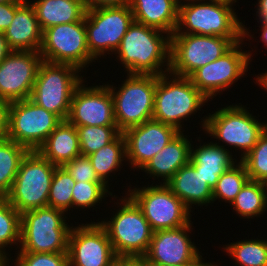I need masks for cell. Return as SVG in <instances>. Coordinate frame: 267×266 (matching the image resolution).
Listing matches in <instances>:
<instances>
[{
  "label": "cell",
  "instance_id": "obj_34",
  "mask_svg": "<svg viewBox=\"0 0 267 266\" xmlns=\"http://www.w3.org/2000/svg\"><path fill=\"white\" fill-rule=\"evenodd\" d=\"M76 129L81 155L84 156L98 151L121 133L117 126H78Z\"/></svg>",
  "mask_w": 267,
  "mask_h": 266
},
{
  "label": "cell",
  "instance_id": "obj_52",
  "mask_svg": "<svg viewBox=\"0 0 267 266\" xmlns=\"http://www.w3.org/2000/svg\"><path fill=\"white\" fill-rule=\"evenodd\" d=\"M213 1L228 3V4H231L232 6H233V3L237 2V0H213Z\"/></svg>",
  "mask_w": 267,
  "mask_h": 266
},
{
  "label": "cell",
  "instance_id": "obj_37",
  "mask_svg": "<svg viewBox=\"0 0 267 266\" xmlns=\"http://www.w3.org/2000/svg\"><path fill=\"white\" fill-rule=\"evenodd\" d=\"M104 182H78L72 188V208H89L100 204L99 201L110 195L115 198Z\"/></svg>",
  "mask_w": 267,
  "mask_h": 266
},
{
  "label": "cell",
  "instance_id": "obj_32",
  "mask_svg": "<svg viewBox=\"0 0 267 266\" xmlns=\"http://www.w3.org/2000/svg\"><path fill=\"white\" fill-rule=\"evenodd\" d=\"M20 239L21 214L6 198H0V253L9 259L5 247L13 244L17 246L20 244Z\"/></svg>",
  "mask_w": 267,
  "mask_h": 266
},
{
  "label": "cell",
  "instance_id": "obj_42",
  "mask_svg": "<svg viewBox=\"0 0 267 266\" xmlns=\"http://www.w3.org/2000/svg\"><path fill=\"white\" fill-rule=\"evenodd\" d=\"M85 6L89 8H98L105 6H121L130 3V0H84Z\"/></svg>",
  "mask_w": 267,
  "mask_h": 266
},
{
  "label": "cell",
  "instance_id": "obj_38",
  "mask_svg": "<svg viewBox=\"0 0 267 266\" xmlns=\"http://www.w3.org/2000/svg\"><path fill=\"white\" fill-rule=\"evenodd\" d=\"M15 266H69L68 252H17Z\"/></svg>",
  "mask_w": 267,
  "mask_h": 266
},
{
  "label": "cell",
  "instance_id": "obj_6",
  "mask_svg": "<svg viewBox=\"0 0 267 266\" xmlns=\"http://www.w3.org/2000/svg\"><path fill=\"white\" fill-rule=\"evenodd\" d=\"M77 67L42 61L39 65L30 100L66 120L76 88L84 81Z\"/></svg>",
  "mask_w": 267,
  "mask_h": 266
},
{
  "label": "cell",
  "instance_id": "obj_45",
  "mask_svg": "<svg viewBox=\"0 0 267 266\" xmlns=\"http://www.w3.org/2000/svg\"><path fill=\"white\" fill-rule=\"evenodd\" d=\"M202 255L193 263L183 264V265H173V266H218L217 264H212L211 262H204L202 260ZM151 266H161V265H151ZM166 266H172V265H166Z\"/></svg>",
  "mask_w": 267,
  "mask_h": 266
},
{
  "label": "cell",
  "instance_id": "obj_12",
  "mask_svg": "<svg viewBox=\"0 0 267 266\" xmlns=\"http://www.w3.org/2000/svg\"><path fill=\"white\" fill-rule=\"evenodd\" d=\"M62 120L30 99L10 102L8 132L10 140L37 151Z\"/></svg>",
  "mask_w": 267,
  "mask_h": 266
},
{
  "label": "cell",
  "instance_id": "obj_11",
  "mask_svg": "<svg viewBox=\"0 0 267 266\" xmlns=\"http://www.w3.org/2000/svg\"><path fill=\"white\" fill-rule=\"evenodd\" d=\"M129 4L86 9L85 27L90 55L95 59L119 48L123 36L133 23Z\"/></svg>",
  "mask_w": 267,
  "mask_h": 266
},
{
  "label": "cell",
  "instance_id": "obj_20",
  "mask_svg": "<svg viewBox=\"0 0 267 266\" xmlns=\"http://www.w3.org/2000/svg\"><path fill=\"white\" fill-rule=\"evenodd\" d=\"M179 131L173 126L149 120L124 131L126 157L133 169H142Z\"/></svg>",
  "mask_w": 267,
  "mask_h": 266
},
{
  "label": "cell",
  "instance_id": "obj_1",
  "mask_svg": "<svg viewBox=\"0 0 267 266\" xmlns=\"http://www.w3.org/2000/svg\"><path fill=\"white\" fill-rule=\"evenodd\" d=\"M170 50L171 35L133 21L114 54L127 74L159 76L169 72Z\"/></svg>",
  "mask_w": 267,
  "mask_h": 266
},
{
  "label": "cell",
  "instance_id": "obj_10",
  "mask_svg": "<svg viewBox=\"0 0 267 266\" xmlns=\"http://www.w3.org/2000/svg\"><path fill=\"white\" fill-rule=\"evenodd\" d=\"M239 42H243V38L172 34L169 73L189 77L198 68L222 57Z\"/></svg>",
  "mask_w": 267,
  "mask_h": 266
},
{
  "label": "cell",
  "instance_id": "obj_40",
  "mask_svg": "<svg viewBox=\"0 0 267 266\" xmlns=\"http://www.w3.org/2000/svg\"><path fill=\"white\" fill-rule=\"evenodd\" d=\"M21 4L4 3L0 4V32H4L13 21L15 11Z\"/></svg>",
  "mask_w": 267,
  "mask_h": 266
},
{
  "label": "cell",
  "instance_id": "obj_49",
  "mask_svg": "<svg viewBox=\"0 0 267 266\" xmlns=\"http://www.w3.org/2000/svg\"><path fill=\"white\" fill-rule=\"evenodd\" d=\"M12 257H10V259H8L6 256L2 255L0 253V266H9V261L11 260Z\"/></svg>",
  "mask_w": 267,
  "mask_h": 266
},
{
  "label": "cell",
  "instance_id": "obj_48",
  "mask_svg": "<svg viewBox=\"0 0 267 266\" xmlns=\"http://www.w3.org/2000/svg\"><path fill=\"white\" fill-rule=\"evenodd\" d=\"M261 35L260 40L264 43V46L267 47V24L261 25Z\"/></svg>",
  "mask_w": 267,
  "mask_h": 266
},
{
  "label": "cell",
  "instance_id": "obj_39",
  "mask_svg": "<svg viewBox=\"0 0 267 266\" xmlns=\"http://www.w3.org/2000/svg\"><path fill=\"white\" fill-rule=\"evenodd\" d=\"M75 181L103 182L96 174L88 156L80 155L62 166Z\"/></svg>",
  "mask_w": 267,
  "mask_h": 266
},
{
  "label": "cell",
  "instance_id": "obj_30",
  "mask_svg": "<svg viewBox=\"0 0 267 266\" xmlns=\"http://www.w3.org/2000/svg\"><path fill=\"white\" fill-rule=\"evenodd\" d=\"M230 205L245 219L262 215L267 209L264 183L248 180Z\"/></svg>",
  "mask_w": 267,
  "mask_h": 266
},
{
  "label": "cell",
  "instance_id": "obj_53",
  "mask_svg": "<svg viewBox=\"0 0 267 266\" xmlns=\"http://www.w3.org/2000/svg\"><path fill=\"white\" fill-rule=\"evenodd\" d=\"M264 187H265L266 196H267V180L264 182Z\"/></svg>",
  "mask_w": 267,
  "mask_h": 266
},
{
  "label": "cell",
  "instance_id": "obj_17",
  "mask_svg": "<svg viewBox=\"0 0 267 266\" xmlns=\"http://www.w3.org/2000/svg\"><path fill=\"white\" fill-rule=\"evenodd\" d=\"M42 61L39 51L12 50L0 63V99H29Z\"/></svg>",
  "mask_w": 267,
  "mask_h": 266
},
{
  "label": "cell",
  "instance_id": "obj_43",
  "mask_svg": "<svg viewBox=\"0 0 267 266\" xmlns=\"http://www.w3.org/2000/svg\"><path fill=\"white\" fill-rule=\"evenodd\" d=\"M256 16L259 18L260 25L267 24V0H258Z\"/></svg>",
  "mask_w": 267,
  "mask_h": 266
},
{
  "label": "cell",
  "instance_id": "obj_21",
  "mask_svg": "<svg viewBox=\"0 0 267 266\" xmlns=\"http://www.w3.org/2000/svg\"><path fill=\"white\" fill-rule=\"evenodd\" d=\"M32 1L26 0L17 10L4 35L12 50L40 51L42 30L35 15Z\"/></svg>",
  "mask_w": 267,
  "mask_h": 266
},
{
  "label": "cell",
  "instance_id": "obj_27",
  "mask_svg": "<svg viewBox=\"0 0 267 266\" xmlns=\"http://www.w3.org/2000/svg\"><path fill=\"white\" fill-rule=\"evenodd\" d=\"M31 5L42 32L55 25L80 21L87 9L84 0H34Z\"/></svg>",
  "mask_w": 267,
  "mask_h": 266
},
{
  "label": "cell",
  "instance_id": "obj_31",
  "mask_svg": "<svg viewBox=\"0 0 267 266\" xmlns=\"http://www.w3.org/2000/svg\"><path fill=\"white\" fill-rule=\"evenodd\" d=\"M225 246L224 251L239 266H267V239H246Z\"/></svg>",
  "mask_w": 267,
  "mask_h": 266
},
{
  "label": "cell",
  "instance_id": "obj_33",
  "mask_svg": "<svg viewBox=\"0 0 267 266\" xmlns=\"http://www.w3.org/2000/svg\"><path fill=\"white\" fill-rule=\"evenodd\" d=\"M248 180L245 165L241 161L238 164L236 162L229 170L220 175L216 186L213 188L212 203L221 199L231 204Z\"/></svg>",
  "mask_w": 267,
  "mask_h": 266
},
{
  "label": "cell",
  "instance_id": "obj_4",
  "mask_svg": "<svg viewBox=\"0 0 267 266\" xmlns=\"http://www.w3.org/2000/svg\"><path fill=\"white\" fill-rule=\"evenodd\" d=\"M126 196L119 198L121 203L117 205L121 208L117 209L115 215L99 223L105 228L118 258H142L154 231L136 202L128 194Z\"/></svg>",
  "mask_w": 267,
  "mask_h": 266
},
{
  "label": "cell",
  "instance_id": "obj_46",
  "mask_svg": "<svg viewBox=\"0 0 267 266\" xmlns=\"http://www.w3.org/2000/svg\"><path fill=\"white\" fill-rule=\"evenodd\" d=\"M124 266H151L148 265L142 258L124 259Z\"/></svg>",
  "mask_w": 267,
  "mask_h": 266
},
{
  "label": "cell",
  "instance_id": "obj_35",
  "mask_svg": "<svg viewBox=\"0 0 267 266\" xmlns=\"http://www.w3.org/2000/svg\"><path fill=\"white\" fill-rule=\"evenodd\" d=\"M76 181L63 168L56 167L51 181L48 206L63 210L67 213L72 208V188Z\"/></svg>",
  "mask_w": 267,
  "mask_h": 266
},
{
  "label": "cell",
  "instance_id": "obj_2",
  "mask_svg": "<svg viewBox=\"0 0 267 266\" xmlns=\"http://www.w3.org/2000/svg\"><path fill=\"white\" fill-rule=\"evenodd\" d=\"M200 1L204 2L201 3ZM207 1L180 0L177 27L173 34L243 38V41L249 36L254 38L245 25L240 22L231 4L213 0Z\"/></svg>",
  "mask_w": 267,
  "mask_h": 266
},
{
  "label": "cell",
  "instance_id": "obj_13",
  "mask_svg": "<svg viewBox=\"0 0 267 266\" xmlns=\"http://www.w3.org/2000/svg\"><path fill=\"white\" fill-rule=\"evenodd\" d=\"M160 185L130 189L128 195L142 210L152 230L175 229L187 225L191 221L190 210L170 190L160 182Z\"/></svg>",
  "mask_w": 267,
  "mask_h": 266
},
{
  "label": "cell",
  "instance_id": "obj_8",
  "mask_svg": "<svg viewBox=\"0 0 267 266\" xmlns=\"http://www.w3.org/2000/svg\"><path fill=\"white\" fill-rule=\"evenodd\" d=\"M126 78L119 88L106 84L113 98L116 125L121 133L152 120L156 91V75L127 74Z\"/></svg>",
  "mask_w": 267,
  "mask_h": 266
},
{
  "label": "cell",
  "instance_id": "obj_36",
  "mask_svg": "<svg viewBox=\"0 0 267 266\" xmlns=\"http://www.w3.org/2000/svg\"><path fill=\"white\" fill-rule=\"evenodd\" d=\"M240 161L245 165L249 180H267V128L256 145Z\"/></svg>",
  "mask_w": 267,
  "mask_h": 266
},
{
  "label": "cell",
  "instance_id": "obj_26",
  "mask_svg": "<svg viewBox=\"0 0 267 266\" xmlns=\"http://www.w3.org/2000/svg\"><path fill=\"white\" fill-rule=\"evenodd\" d=\"M37 151L57 167L72 161L81 155L76 127L63 120Z\"/></svg>",
  "mask_w": 267,
  "mask_h": 266
},
{
  "label": "cell",
  "instance_id": "obj_28",
  "mask_svg": "<svg viewBox=\"0 0 267 266\" xmlns=\"http://www.w3.org/2000/svg\"><path fill=\"white\" fill-rule=\"evenodd\" d=\"M97 176L108 186L109 176L126 162V143L122 133L112 142L88 155ZM108 179V180H107Z\"/></svg>",
  "mask_w": 267,
  "mask_h": 266
},
{
  "label": "cell",
  "instance_id": "obj_18",
  "mask_svg": "<svg viewBox=\"0 0 267 266\" xmlns=\"http://www.w3.org/2000/svg\"><path fill=\"white\" fill-rule=\"evenodd\" d=\"M83 81L74 91L67 121L78 126H117L109 87H85Z\"/></svg>",
  "mask_w": 267,
  "mask_h": 266
},
{
  "label": "cell",
  "instance_id": "obj_51",
  "mask_svg": "<svg viewBox=\"0 0 267 266\" xmlns=\"http://www.w3.org/2000/svg\"><path fill=\"white\" fill-rule=\"evenodd\" d=\"M111 266H124V259L119 258Z\"/></svg>",
  "mask_w": 267,
  "mask_h": 266
},
{
  "label": "cell",
  "instance_id": "obj_3",
  "mask_svg": "<svg viewBox=\"0 0 267 266\" xmlns=\"http://www.w3.org/2000/svg\"><path fill=\"white\" fill-rule=\"evenodd\" d=\"M207 102L208 99L193 85L189 77L167 72L156 76L152 119L182 132L181 123L187 121V118L196 114L199 109L201 111Z\"/></svg>",
  "mask_w": 267,
  "mask_h": 266
},
{
  "label": "cell",
  "instance_id": "obj_44",
  "mask_svg": "<svg viewBox=\"0 0 267 266\" xmlns=\"http://www.w3.org/2000/svg\"><path fill=\"white\" fill-rule=\"evenodd\" d=\"M11 51L12 49L8 45L4 32H0V63Z\"/></svg>",
  "mask_w": 267,
  "mask_h": 266
},
{
  "label": "cell",
  "instance_id": "obj_15",
  "mask_svg": "<svg viewBox=\"0 0 267 266\" xmlns=\"http://www.w3.org/2000/svg\"><path fill=\"white\" fill-rule=\"evenodd\" d=\"M242 42L236 43L217 60L198 68L190 76L193 85L209 100L244 76L251 62V52L241 49Z\"/></svg>",
  "mask_w": 267,
  "mask_h": 266
},
{
  "label": "cell",
  "instance_id": "obj_29",
  "mask_svg": "<svg viewBox=\"0 0 267 266\" xmlns=\"http://www.w3.org/2000/svg\"><path fill=\"white\" fill-rule=\"evenodd\" d=\"M28 150L8 138L0 140V198H6Z\"/></svg>",
  "mask_w": 267,
  "mask_h": 266
},
{
  "label": "cell",
  "instance_id": "obj_41",
  "mask_svg": "<svg viewBox=\"0 0 267 266\" xmlns=\"http://www.w3.org/2000/svg\"><path fill=\"white\" fill-rule=\"evenodd\" d=\"M9 105L10 102L0 99V140L7 137Z\"/></svg>",
  "mask_w": 267,
  "mask_h": 266
},
{
  "label": "cell",
  "instance_id": "obj_19",
  "mask_svg": "<svg viewBox=\"0 0 267 266\" xmlns=\"http://www.w3.org/2000/svg\"><path fill=\"white\" fill-rule=\"evenodd\" d=\"M191 221L175 229L153 233L148 250L142 259L148 265H183L195 262L201 255L187 234L192 230Z\"/></svg>",
  "mask_w": 267,
  "mask_h": 266
},
{
  "label": "cell",
  "instance_id": "obj_25",
  "mask_svg": "<svg viewBox=\"0 0 267 266\" xmlns=\"http://www.w3.org/2000/svg\"><path fill=\"white\" fill-rule=\"evenodd\" d=\"M219 144V142H208L202 146H197L195 150L191 145L189 163L197 172H200L212 190L216 186L220 175L236 164L235 158L231 155L232 152L230 153L228 149Z\"/></svg>",
  "mask_w": 267,
  "mask_h": 266
},
{
  "label": "cell",
  "instance_id": "obj_22",
  "mask_svg": "<svg viewBox=\"0 0 267 266\" xmlns=\"http://www.w3.org/2000/svg\"><path fill=\"white\" fill-rule=\"evenodd\" d=\"M185 136L183 131L179 132L141 171L150 174L153 179L162 178L165 184L181 167L190 162L192 141Z\"/></svg>",
  "mask_w": 267,
  "mask_h": 266
},
{
  "label": "cell",
  "instance_id": "obj_47",
  "mask_svg": "<svg viewBox=\"0 0 267 266\" xmlns=\"http://www.w3.org/2000/svg\"><path fill=\"white\" fill-rule=\"evenodd\" d=\"M256 83L263 87L267 91V72L261 73L260 75L256 77Z\"/></svg>",
  "mask_w": 267,
  "mask_h": 266
},
{
  "label": "cell",
  "instance_id": "obj_50",
  "mask_svg": "<svg viewBox=\"0 0 267 266\" xmlns=\"http://www.w3.org/2000/svg\"><path fill=\"white\" fill-rule=\"evenodd\" d=\"M25 1L26 0H0V4H4V3H18V4H22Z\"/></svg>",
  "mask_w": 267,
  "mask_h": 266
},
{
  "label": "cell",
  "instance_id": "obj_5",
  "mask_svg": "<svg viewBox=\"0 0 267 266\" xmlns=\"http://www.w3.org/2000/svg\"><path fill=\"white\" fill-rule=\"evenodd\" d=\"M63 210L50 206L21 214V239L18 252H68V225Z\"/></svg>",
  "mask_w": 267,
  "mask_h": 266
},
{
  "label": "cell",
  "instance_id": "obj_7",
  "mask_svg": "<svg viewBox=\"0 0 267 266\" xmlns=\"http://www.w3.org/2000/svg\"><path fill=\"white\" fill-rule=\"evenodd\" d=\"M57 166L38 151H28L22 158L12 188L6 197L20 213L48 206V196Z\"/></svg>",
  "mask_w": 267,
  "mask_h": 266
},
{
  "label": "cell",
  "instance_id": "obj_9",
  "mask_svg": "<svg viewBox=\"0 0 267 266\" xmlns=\"http://www.w3.org/2000/svg\"><path fill=\"white\" fill-rule=\"evenodd\" d=\"M203 130L209 136L222 141L228 147L241 150V159L256 145L260 135L267 128V122H260L249 110L239 105H229L202 119Z\"/></svg>",
  "mask_w": 267,
  "mask_h": 266
},
{
  "label": "cell",
  "instance_id": "obj_23",
  "mask_svg": "<svg viewBox=\"0 0 267 266\" xmlns=\"http://www.w3.org/2000/svg\"><path fill=\"white\" fill-rule=\"evenodd\" d=\"M165 184L190 211L194 205L212 203V188L190 163L181 167Z\"/></svg>",
  "mask_w": 267,
  "mask_h": 266
},
{
  "label": "cell",
  "instance_id": "obj_14",
  "mask_svg": "<svg viewBox=\"0 0 267 266\" xmlns=\"http://www.w3.org/2000/svg\"><path fill=\"white\" fill-rule=\"evenodd\" d=\"M39 52L46 62L70 64L80 70L88 67L95 59L87 45L85 16L77 22L45 29Z\"/></svg>",
  "mask_w": 267,
  "mask_h": 266
},
{
  "label": "cell",
  "instance_id": "obj_16",
  "mask_svg": "<svg viewBox=\"0 0 267 266\" xmlns=\"http://www.w3.org/2000/svg\"><path fill=\"white\" fill-rule=\"evenodd\" d=\"M118 259L99 222L72 226L68 237L69 266H111Z\"/></svg>",
  "mask_w": 267,
  "mask_h": 266
},
{
  "label": "cell",
  "instance_id": "obj_24",
  "mask_svg": "<svg viewBox=\"0 0 267 266\" xmlns=\"http://www.w3.org/2000/svg\"><path fill=\"white\" fill-rule=\"evenodd\" d=\"M180 0H130L134 21L172 35L178 22Z\"/></svg>",
  "mask_w": 267,
  "mask_h": 266
}]
</instances>
